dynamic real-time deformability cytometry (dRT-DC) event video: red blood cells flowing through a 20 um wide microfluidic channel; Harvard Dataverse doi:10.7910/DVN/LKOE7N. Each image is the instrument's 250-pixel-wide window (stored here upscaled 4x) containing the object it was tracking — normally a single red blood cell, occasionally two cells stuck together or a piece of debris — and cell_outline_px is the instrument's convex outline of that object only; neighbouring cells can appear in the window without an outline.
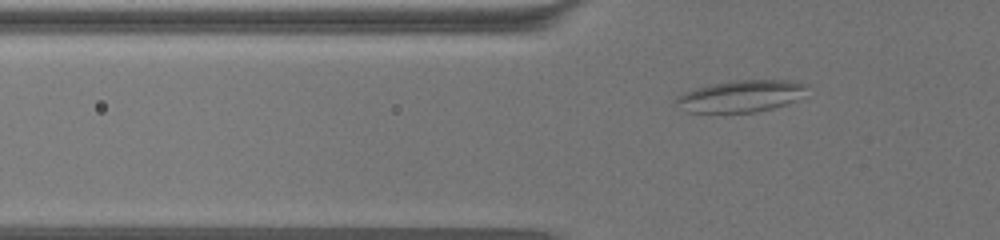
{"species": "common noctule bat (a hibernating species)", "species_latin": "Nyctalus noctula", "temperature_condition": "warm", "stored_images_in_passage": 48, "camera_frame_rate_fps": 3000, "um_per_image_px": 0.085, "animal": {"sex": "female", "body_mass_g": 19.5, "forearm_length_mm": 54.1}, "frame": {"image": 1, "passage_image": 3, "time_ms": 0.667, "image_size_px": [1000, 240], "cell_outline_px": [[808, 84], [792, 100], [784, 104], [772, 108], [752, 112], [688, 112], [676, 100], [676, 96], [684, 92], [708, 84], [736, 80], [792, 80]], "centroid_in_image_um": [62.91, 8.15], "position_along_channel_um": 62.9, "area_um2": 23.47}}
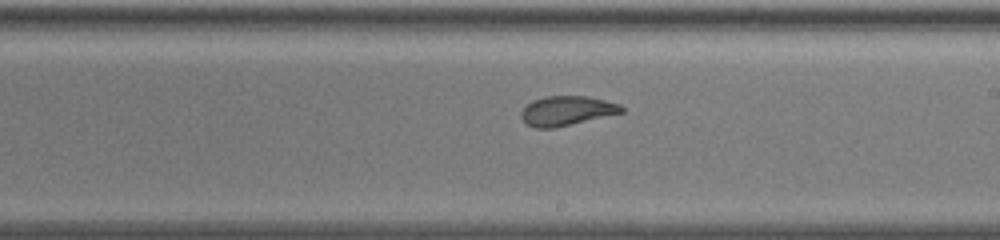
{"frame": {"image": 2, "passage_image": 21, "time_ms": 6.667, "image_size_px": [1000, 240], "cell_outline_px": [[624, 112], [552, 128], [536, 128], [528, 124], [520, 116], [520, 112], [532, 100], [544, 96], [588, 96], [620, 104], [624, 108]], "centroid_in_image_um": [48.17, 9.4], "position_along_channel_um": 240.8, "area_um2": 17.05}}
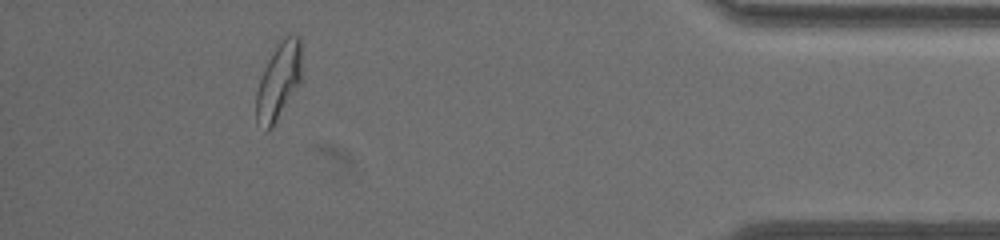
{"frame": {"image": 3, "passage_image": 42, "time_ms": 13.667, "image_size_px": [1000, 240], "cell_outline_px": [[300, 80], [272, 128], [264, 132], [256, 124], [256, 92], [264, 68], [268, 60], [284, 32], [288, 32], [300, 36]], "centroid_in_image_um": [23.65, 6.87], "position_along_channel_um": 411.6, "area_um2": 20.29}, "authors_computed_cell_mechanics": {"area_um2": 18.5827, "velocity_mm_per_s": 3.0861, "shape_relaxation_time_tau1_ms": null, "shape_relaxation_time_tau2_ms": 1.5024, "deformation_change_tau1": null, "deformation_change_tau2": 0.0813}}